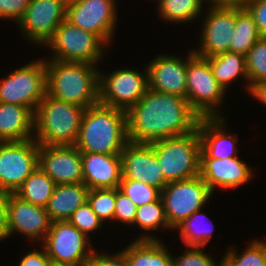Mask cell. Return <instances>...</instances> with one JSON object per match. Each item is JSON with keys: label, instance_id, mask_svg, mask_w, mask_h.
Returning <instances> with one entry per match:
<instances>
[{"label": "cell", "instance_id": "obj_17", "mask_svg": "<svg viewBox=\"0 0 266 266\" xmlns=\"http://www.w3.org/2000/svg\"><path fill=\"white\" fill-rule=\"evenodd\" d=\"M122 179L142 181L162 191L167 184L152 144L128 142L121 152Z\"/></svg>", "mask_w": 266, "mask_h": 266}, {"label": "cell", "instance_id": "obj_26", "mask_svg": "<svg viewBox=\"0 0 266 266\" xmlns=\"http://www.w3.org/2000/svg\"><path fill=\"white\" fill-rule=\"evenodd\" d=\"M218 83L226 90L241 75L248 83L245 55L227 51L206 57Z\"/></svg>", "mask_w": 266, "mask_h": 266}, {"label": "cell", "instance_id": "obj_44", "mask_svg": "<svg viewBox=\"0 0 266 266\" xmlns=\"http://www.w3.org/2000/svg\"><path fill=\"white\" fill-rule=\"evenodd\" d=\"M209 1L210 6L227 7V8H246L252 0H206Z\"/></svg>", "mask_w": 266, "mask_h": 266}, {"label": "cell", "instance_id": "obj_12", "mask_svg": "<svg viewBox=\"0 0 266 266\" xmlns=\"http://www.w3.org/2000/svg\"><path fill=\"white\" fill-rule=\"evenodd\" d=\"M145 70L141 73L126 68L107 75L100 72L99 103L127 112L149 89L147 67Z\"/></svg>", "mask_w": 266, "mask_h": 266}, {"label": "cell", "instance_id": "obj_19", "mask_svg": "<svg viewBox=\"0 0 266 266\" xmlns=\"http://www.w3.org/2000/svg\"><path fill=\"white\" fill-rule=\"evenodd\" d=\"M187 59L170 55H158L146 65L149 89L186 98Z\"/></svg>", "mask_w": 266, "mask_h": 266}, {"label": "cell", "instance_id": "obj_25", "mask_svg": "<svg viewBox=\"0 0 266 266\" xmlns=\"http://www.w3.org/2000/svg\"><path fill=\"white\" fill-rule=\"evenodd\" d=\"M122 252L130 266H172V256L167 247L149 233L141 235Z\"/></svg>", "mask_w": 266, "mask_h": 266}, {"label": "cell", "instance_id": "obj_40", "mask_svg": "<svg viewBox=\"0 0 266 266\" xmlns=\"http://www.w3.org/2000/svg\"><path fill=\"white\" fill-rule=\"evenodd\" d=\"M94 250L88 266H130L125 254L121 251L115 255L97 254Z\"/></svg>", "mask_w": 266, "mask_h": 266}, {"label": "cell", "instance_id": "obj_43", "mask_svg": "<svg viewBox=\"0 0 266 266\" xmlns=\"http://www.w3.org/2000/svg\"><path fill=\"white\" fill-rule=\"evenodd\" d=\"M8 199L9 192L0 190V240L8 238V222H7V212H8Z\"/></svg>", "mask_w": 266, "mask_h": 266}, {"label": "cell", "instance_id": "obj_24", "mask_svg": "<svg viewBox=\"0 0 266 266\" xmlns=\"http://www.w3.org/2000/svg\"><path fill=\"white\" fill-rule=\"evenodd\" d=\"M89 188L84 183L56 185L46 210L52 222L68 221L87 202Z\"/></svg>", "mask_w": 266, "mask_h": 266}, {"label": "cell", "instance_id": "obj_32", "mask_svg": "<svg viewBox=\"0 0 266 266\" xmlns=\"http://www.w3.org/2000/svg\"><path fill=\"white\" fill-rule=\"evenodd\" d=\"M248 77L247 90L252 85L266 81V37H260L245 55Z\"/></svg>", "mask_w": 266, "mask_h": 266}, {"label": "cell", "instance_id": "obj_3", "mask_svg": "<svg viewBox=\"0 0 266 266\" xmlns=\"http://www.w3.org/2000/svg\"><path fill=\"white\" fill-rule=\"evenodd\" d=\"M45 63L50 96L85 109L99 103L100 71L94 64L55 59H45Z\"/></svg>", "mask_w": 266, "mask_h": 266}, {"label": "cell", "instance_id": "obj_18", "mask_svg": "<svg viewBox=\"0 0 266 266\" xmlns=\"http://www.w3.org/2000/svg\"><path fill=\"white\" fill-rule=\"evenodd\" d=\"M7 222L9 237L20 232L33 241L36 238L44 241L52 221L46 208L29 203L15 193H9Z\"/></svg>", "mask_w": 266, "mask_h": 266}, {"label": "cell", "instance_id": "obj_6", "mask_svg": "<svg viewBox=\"0 0 266 266\" xmlns=\"http://www.w3.org/2000/svg\"><path fill=\"white\" fill-rule=\"evenodd\" d=\"M186 100L200 118H222L216 107L224 99L225 89L213 75L207 58L189 52L186 63Z\"/></svg>", "mask_w": 266, "mask_h": 266}, {"label": "cell", "instance_id": "obj_5", "mask_svg": "<svg viewBox=\"0 0 266 266\" xmlns=\"http://www.w3.org/2000/svg\"><path fill=\"white\" fill-rule=\"evenodd\" d=\"M151 144L166 183L200 175L201 139L198 128L191 133Z\"/></svg>", "mask_w": 266, "mask_h": 266}, {"label": "cell", "instance_id": "obj_9", "mask_svg": "<svg viewBox=\"0 0 266 266\" xmlns=\"http://www.w3.org/2000/svg\"><path fill=\"white\" fill-rule=\"evenodd\" d=\"M211 195V190L200 175L167 183L161 191V198L172 230L194 212L202 210Z\"/></svg>", "mask_w": 266, "mask_h": 266}, {"label": "cell", "instance_id": "obj_4", "mask_svg": "<svg viewBox=\"0 0 266 266\" xmlns=\"http://www.w3.org/2000/svg\"><path fill=\"white\" fill-rule=\"evenodd\" d=\"M85 108L47 92L34 112V140L39 145H75Z\"/></svg>", "mask_w": 266, "mask_h": 266}, {"label": "cell", "instance_id": "obj_46", "mask_svg": "<svg viewBox=\"0 0 266 266\" xmlns=\"http://www.w3.org/2000/svg\"><path fill=\"white\" fill-rule=\"evenodd\" d=\"M48 266H72V265L50 260Z\"/></svg>", "mask_w": 266, "mask_h": 266}, {"label": "cell", "instance_id": "obj_14", "mask_svg": "<svg viewBox=\"0 0 266 266\" xmlns=\"http://www.w3.org/2000/svg\"><path fill=\"white\" fill-rule=\"evenodd\" d=\"M68 0H31L22 19L17 23L31 42L47 44L56 29L66 19Z\"/></svg>", "mask_w": 266, "mask_h": 266}, {"label": "cell", "instance_id": "obj_29", "mask_svg": "<svg viewBox=\"0 0 266 266\" xmlns=\"http://www.w3.org/2000/svg\"><path fill=\"white\" fill-rule=\"evenodd\" d=\"M157 2L160 16L175 23L190 22L201 14L203 7V0H157Z\"/></svg>", "mask_w": 266, "mask_h": 266}, {"label": "cell", "instance_id": "obj_34", "mask_svg": "<svg viewBox=\"0 0 266 266\" xmlns=\"http://www.w3.org/2000/svg\"><path fill=\"white\" fill-rule=\"evenodd\" d=\"M87 202L103 222L114 220L116 188L90 189Z\"/></svg>", "mask_w": 266, "mask_h": 266}, {"label": "cell", "instance_id": "obj_33", "mask_svg": "<svg viewBox=\"0 0 266 266\" xmlns=\"http://www.w3.org/2000/svg\"><path fill=\"white\" fill-rule=\"evenodd\" d=\"M136 224L144 231L156 230L161 226L172 229L168 224L161 197L157 201L137 207L133 225Z\"/></svg>", "mask_w": 266, "mask_h": 266}, {"label": "cell", "instance_id": "obj_41", "mask_svg": "<svg viewBox=\"0 0 266 266\" xmlns=\"http://www.w3.org/2000/svg\"><path fill=\"white\" fill-rule=\"evenodd\" d=\"M246 9L252 15L261 37H266V0L252 1Z\"/></svg>", "mask_w": 266, "mask_h": 266}, {"label": "cell", "instance_id": "obj_2", "mask_svg": "<svg viewBox=\"0 0 266 266\" xmlns=\"http://www.w3.org/2000/svg\"><path fill=\"white\" fill-rule=\"evenodd\" d=\"M128 142L125 111L101 103L84 110L75 143L80 152L121 154Z\"/></svg>", "mask_w": 266, "mask_h": 266}, {"label": "cell", "instance_id": "obj_27", "mask_svg": "<svg viewBox=\"0 0 266 266\" xmlns=\"http://www.w3.org/2000/svg\"><path fill=\"white\" fill-rule=\"evenodd\" d=\"M56 183L38 166L14 192L21 199L46 208Z\"/></svg>", "mask_w": 266, "mask_h": 266}, {"label": "cell", "instance_id": "obj_11", "mask_svg": "<svg viewBox=\"0 0 266 266\" xmlns=\"http://www.w3.org/2000/svg\"><path fill=\"white\" fill-rule=\"evenodd\" d=\"M88 238L90 236L87 237L69 221H55L51 222L50 230L42 243L50 260L72 266H88L94 252Z\"/></svg>", "mask_w": 266, "mask_h": 266}, {"label": "cell", "instance_id": "obj_10", "mask_svg": "<svg viewBox=\"0 0 266 266\" xmlns=\"http://www.w3.org/2000/svg\"><path fill=\"white\" fill-rule=\"evenodd\" d=\"M38 163L39 144L34 138L0 142V190L14 193Z\"/></svg>", "mask_w": 266, "mask_h": 266}, {"label": "cell", "instance_id": "obj_13", "mask_svg": "<svg viewBox=\"0 0 266 266\" xmlns=\"http://www.w3.org/2000/svg\"><path fill=\"white\" fill-rule=\"evenodd\" d=\"M115 0H68L66 20L71 24L98 35L106 44L116 28Z\"/></svg>", "mask_w": 266, "mask_h": 266}, {"label": "cell", "instance_id": "obj_37", "mask_svg": "<svg viewBox=\"0 0 266 266\" xmlns=\"http://www.w3.org/2000/svg\"><path fill=\"white\" fill-rule=\"evenodd\" d=\"M202 248L204 247L190 246V250H185L182 256L172 255V266H222L221 261L217 264Z\"/></svg>", "mask_w": 266, "mask_h": 266}, {"label": "cell", "instance_id": "obj_36", "mask_svg": "<svg viewBox=\"0 0 266 266\" xmlns=\"http://www.w3.org/2000/svg\"><path fill=\"white\" fill-rule=\"evenodd\" d=\"M88 237V233L101 228L103 221L94 213L88 202L79 206L68 220Z\"/></svg>", "mask_w": 266, "mask_h": 266}, {"label": "cell", "instance_id": "obj_23", "mask_svg": "<svg viewBox=\"0 0 266 266\" xmlns=\"http://www.w3.org/2000/svg\"><path fill=\"white\" fill-rule=\"evenodd\" d=\"M33 129V130H32ZM34 111L18 104L0 102V141L34 138Z\"/></svg>", "mask_w": 266, "mask_h": 266}, {"label": "cell", "instance_id": "obj_45", "mask_svg": "<svg viewBox=\"0 0 266 266\" xmlns=\"http://www.w3.org/2000/svg\"><path fill=\"white\" fill-rule=\"evenodd\" d=\"M249 94L266 104V81L258 82L249 89Z\"/></svg>", "mask_w": 266, "mask_h": 266}, {"label": "cell", "instance_id": "obj_31", "mask_svg": "<svg viewBox=\"0 0 266 266\" xmlns=\"http://www.w3.org/2000/svg\"><path fill=\"white\" fill-rule=\"evenodd\" d=\"M235 249L228 250L221 259L222 266H266V242L253 240L240 255Z\"/></svg>", "mask_w": 266, "mask_h": 266}, {"label": "cell", "instance_id": "obj_16", "mask_svg": "<svg viewBox=\"0 0 266 266\" xmlns=\"http://www.w3.org/2000/svg\"><path fill=\"white\" fill-rule=\"evenodd\" d=\"M202 25L200 49L193 50L197 56L208 57L229 51L236 23V8L208 6Z\"/></svg>", "mask_w": 266, "mask_h": 266}, {"label": "cell", "instance_id": "obj_39", "mask_svg": "<svg viewBox=\"0 0 266 266\" xmlns=\"http://www.w3.org/2000/svg\"><path fill=\"white\" fill-rule=\"evenodd\" d=\"M31 0H0V18L18 23L24 16Z\"/></svg>", "mask_w": 266, "mask_h": 266}, {"label": "cell", "instance_id": "obj_15", "mask_svg": "<svg viewBox=\"0 0 266 266\" xmlns=\"http://www.w3.org/2000/svg\"><path fill=\"white\" fill-rule=\"evenodd\" d=\"M39 167L56 183H83L81 152L75 145H39Z\"/></svg>", "mask_w": 266, "mask_h": 266}, {"label": "cell", "instance_id": "obj_21", "mask_svg": "<svg viewBox=\"0 0 266 266\" xmlns=\"http://www.w3.org/2000/svg\"><path fill=\"white\" fill-rule=\"evenodd\" d=\"M83 183L89 189L118 188L122 180L120 154L81 152Z\"/></svg>", "mask_w": 266, "mask_h": 266}, {"label": "cell", "instance_id": "obj_42", "mask_svg": "<svg viewBox=\"0 0 266 266\" xmlns=\"http://www.w3.org/2000/svg\"><path fill=\"white\" fill-rule=\"evenodd\" d=\"M49 261L50 258L42 247V251L34 250L24 255L19 266H48Z\"/></svg>", "mask_w": 266, "mask_h": 266}, {"label": "cell", "instance_id": "obj_7", "mask_svg": "<svg viewBox=\"0 0 266 266\" xmlns=\"http://www.w3.org/2000/svg\"><path fill=\"white\" fill-rule=\"evenodd\" d=\"M46 46L53 50V57L49 59L97 65L103 58L106 43L98 35L85 31L65 19Z\"/></svg>", "mask_w": 266, "mask_h": 266}, {"label": "cell", "instance_id": "obj_30", "mask_svg": "<svg viewBox=\"0 0 266 266\" xmlns=\"http://www.w3.org/2000/svg\"><path fill=\"white\" fill-rule=\"evenodd\" d=\"M200 211L194 212L174 228L180 230L181 239L188 247H205L212 237L214 226L206 227V224H202L203 219H201V222L198 220L201 218L199 216H202L204 219L207 218L206 214Z\"/></svg>", "mask_w": 266, "mask_h": 266}, {"label": "cell", "instance_id": "obj_28", "mask_svg": "<svg viewBox=\"0 0 266 266\" xmlns=\"http://www.w3.org/2000/svg\"><path fill=\"white\" fill-rule=\"evenodd\" d=\"M260 37L249 11L246 8H236V23L229 51L246 55Z\"/></svg>", "mask_w": 266, "mask_h": 266}, {"label": "cell", "instance_id": "obj_8", "mask_svg": "<svg viewBox=\"0 0 266 266\" xmlns=\"http://www.w3.org/2000/svg\"><path fill=\"white\" fill-rule=\"evenodd\" d=\"M45 94V60L38 59L26 64L0 82V102L26 106L34 112Z\"/></svg>", "mask_w": 266, "mask_h": 266}, {"label": "cell", "instance_id": "obj_20", "mask_svg": "<svg viewBox=\"0 0 266 266\" xmlns=\"http://www.w3.org/2000/svg\"><path fill=\"white\" fill-rule=\"evenodd\" d=\"M252 171L237 157L218 159L200 158V177L205 181L212 194L217 188L234 189L252 178Z\"/></svg>", "mask_w": 266, "mask_h": 266}, {"label": "cell", "instance_id": "obj_35", "mask_svg": "<svg viewBox=\"0 0 266 266\" xmlns=\"http://www.w3.org/2000/svg\"><path fill=\"white\" fill-rule=\"evenodd\" d=\"M118 189L137 207L157 201L161 197V191L158 188L133 179H122Z\"/></svg>", "mask_w": 266, "mask_h": 266}, {"label": "cell", "instance_id": "obj_22", "mask_svg": "<svg viewBox=\"0 0 266 266\" xmlns=\"http://www.w3.org/2000/svg\"><path fill=\"white\" fill-rule=\"evenodd\" d=\"M224 121V116L222 118H200L197 125L201 139L200 158L237 157L238 138L234 137V134L225 133Z\"/></svg>", "mask_w": 266, "mask_h": 266}, {"label": "cell", "instance_id": "obj_38", "mask_svg": "<svg viewBox=\"0 0 266 266\" xmlns=\"http://www.w3.org/2000/svg\"><path fill=\"white\" fill-rule=\"evenodd\" d=\"M137 206L134 202L118 188H116V204L114 221H120L126 225H133Z\"/></svg>", "mask_w": 266, "mask_h": 266}, {"label": "cell", "instance_id": "obj_1", "mask_svg": "<svg viewBox=\"0 0 266 266\" xmlns=\"http://www.w3.org/2000/svg\"><path fill=\"white\" fill-rule=\"evenodd\" d=\"M127 136L133 143H147L191 133L200 117L186 98L148 89L127 112Z\"/></svg>", "mask_w": 266, "mask_h": 266}]
</instances>
